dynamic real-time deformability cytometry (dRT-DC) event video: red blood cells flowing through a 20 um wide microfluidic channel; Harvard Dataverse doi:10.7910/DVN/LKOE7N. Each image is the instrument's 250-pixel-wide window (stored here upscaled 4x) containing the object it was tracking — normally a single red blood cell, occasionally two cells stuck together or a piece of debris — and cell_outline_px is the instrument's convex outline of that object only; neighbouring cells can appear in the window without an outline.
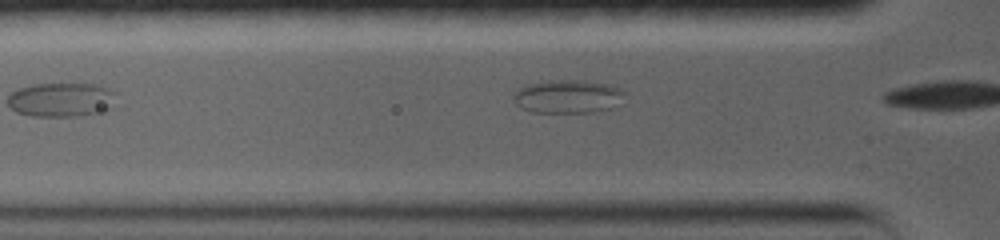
{"species": "common noctule bat (a hibernating species)", "species_latin": "Nyctalus noctula", "temperature_condition": "warm", "stored_images_in_passage": 4, "camera_frame_rate_fps": 5000, "um_per_image_px": 0.085, "animal": {"sex": "female", "body_mass_g": 19.0, "forearm_length_mm": 56.7}, "frame": {"image": 1, "passage_image": 3, "time_ms": 0.8, "image_size_px": [1000, 240], "cell_outline_px": [[616, 92], [600, 108], [584, 112], [536, 112], [524, 108], [516, 96], [524, 88], [536, 84], [560, 80], [584, 80], [604, 84], [612, 88]], "centroid_in_image_um": [48.05, 8.19], "position_along_channel_um": 77.7, "area_um2": 18.26}}